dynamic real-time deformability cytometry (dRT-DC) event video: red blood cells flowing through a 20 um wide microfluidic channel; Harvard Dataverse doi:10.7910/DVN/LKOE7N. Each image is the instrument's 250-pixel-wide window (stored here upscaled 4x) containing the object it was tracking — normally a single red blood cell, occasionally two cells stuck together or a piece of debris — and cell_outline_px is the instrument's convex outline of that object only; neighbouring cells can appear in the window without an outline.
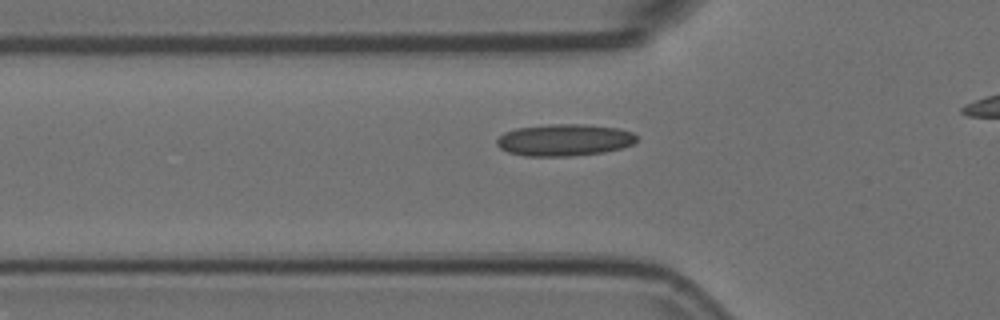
{"species": "Egyptian fruit bat (a non-hibernating species)", "species_latin": "Rousettus aegyptiacus", "temperature_condition": "room temperature", "stored_images_in_passage": 29, "camera_frame_rate_fps": 3000, "um_per_image_px": 0.085, "animal": {"sex": "female"}, "frame": {"image": 1, "passage_image": 2, "time_ms": 0.333, "image_size_px": [1000, 320], "cell_outline_px": [[636, 140], [632, 144], [620, 148], [604, 152], [572, 156], [524, 156], [508, 152], [500, 148], [496, 144], [496, 140], [504, 132], [516, 128], [548, 124], [584, 124], [620, 128], [632, 132], [636, 136]], "centroid_in_image_um": [47.94, 11.89], "position_along_channel_um": 77.9, "area_um2": 26.07}}
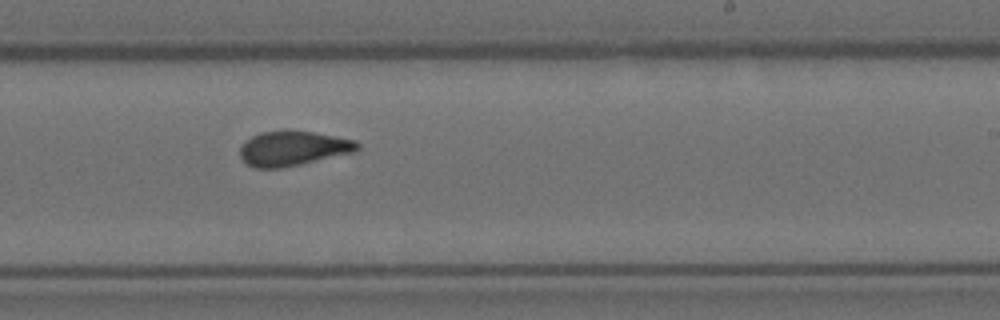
{"frame": {"image": 2, "passage_image": 17, "time_ms": 5.333, "image_size_px": [1000, 320], "cell_outline_px": [[360, 148], [352, 152], [300, 164], [280, 168], [256, 168], [248, 164], [240, 156], [240, 148], [244, 140], [260, 132], [288, 128], [312, 132], [356, 140], [360, 144]], "centroid_in_image_um": [24.87, 12.58], "position_along_channel_um": 264.1, "area_um2": 23.93}}
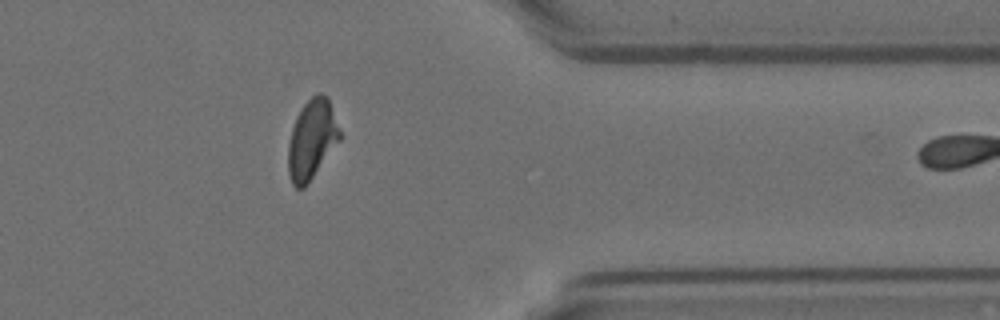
{"frame": {"image": 3, "passage_image": 28, "time_ms": 9.0, "image_size_px": [1000, 320], "cell_outline_px": [[340, 140], [308, 184], [304, 188], [296, 188], [292, 184], [288, 172], [288, 144], [292, 128], [296, 116], [304, 104], [316, 92], [320, 92], [328, 96], [340, 132]], "centroid_in_image_um": [26.5, 11.85], "position_along_channel_um": 384.9, "area_um2": 23.93}}